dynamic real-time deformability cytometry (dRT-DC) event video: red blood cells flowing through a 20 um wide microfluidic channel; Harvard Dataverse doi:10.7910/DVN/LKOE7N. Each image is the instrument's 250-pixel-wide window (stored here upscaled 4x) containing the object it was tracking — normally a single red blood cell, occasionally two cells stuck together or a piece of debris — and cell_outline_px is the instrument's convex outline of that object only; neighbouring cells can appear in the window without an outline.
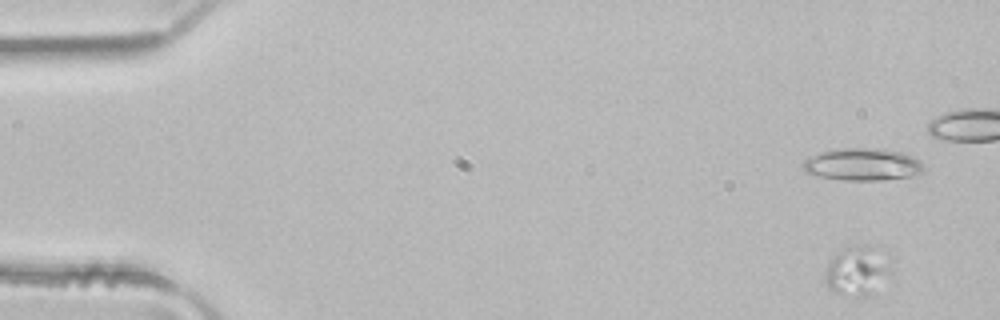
{"species": "common noctule bat (a hibernating species)", "species_latin": "Nyctalus noctula", "temperature_condition": "room temperature", "stored_images_in_passage": 4, "camera_frame_rate_fps": 3000, "um_per_image_px": 0.085, "animal": {"sex": "male", "body_mass_g": 21.5, "forearm_length_mm": 52.0}, "frame": {"image": 1, "passage_image": 1, "time_ms": 0.0, "image_size_px": [1000, 320], "cell_outline_px": [[896, 280], [872, 296], [856, 296], [832, 292], [828, 288], [824, 280], [828, 264], [836, 252], [840, 248], [864, 244], [892, 272]], "centroid_in_image_um": [72.87, 23.15], "position_along_channel_um": 12.1, "area_um2": 18.9}}